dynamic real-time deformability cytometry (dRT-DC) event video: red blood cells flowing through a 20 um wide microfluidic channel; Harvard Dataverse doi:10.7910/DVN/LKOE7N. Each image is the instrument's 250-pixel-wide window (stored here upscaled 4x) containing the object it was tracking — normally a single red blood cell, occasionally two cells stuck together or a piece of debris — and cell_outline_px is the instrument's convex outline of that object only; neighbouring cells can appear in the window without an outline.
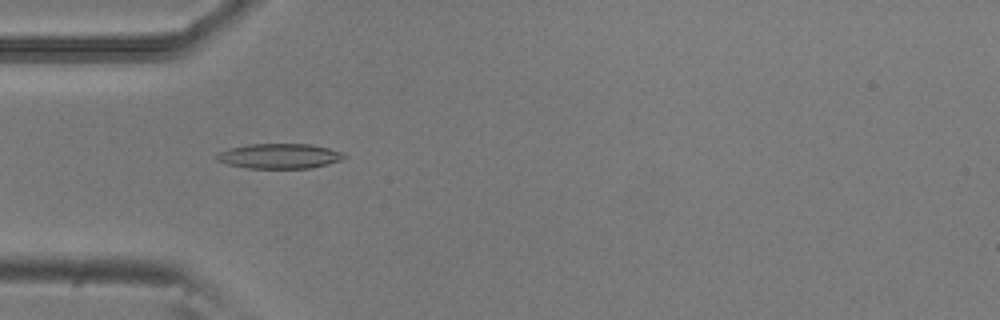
{"species": "common noctule bat (a hibernating species)", "species_latin": "Nyctalus noctula", "temperature_condition": "room temperature", "stored_images_in_passage": 4, "camera_frame_rate_fps": 3000, "um_per_image_px": 0.085, "animal": {"sex": "male", "body_mass_g": 20.5, "forearm_length_mm": 52.5}, "frame": {"image": 1, "passage_image": 2, "time_ms": 0.333, "image_size_px": [1000, 320], "cell_outline_px": [[348, 156], [340, 160], [328, 164], [312, 168], [248, 168], [228, 164], [216, 160], [212, 156], [228, 148], [248, 144], [312, 144], [344, 152]], "centroid_in_image_um": [23.75, 13.26], "position_along_channel_um": 61.3, "area_um2": 18.73}}
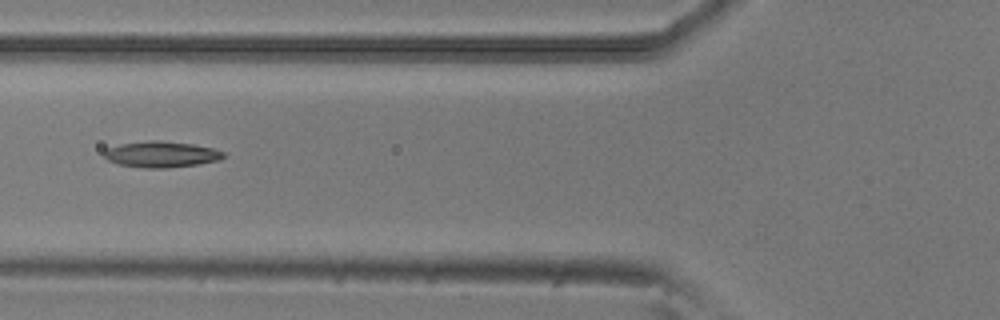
{"frame": {"image": 2, "passage_image": 3, "time_ms": 0.667, "image_size_px": [1000, 320], "cell_outline_px": [[224, 156], [220, 160], [196, 164], [168, 168], [144, 168], [120, 164], [108, 160], [104, 156], [104, 152], [108, 148], [120, 144], [148, 140], [160, 140], [192, 144], [212, 148], [224, 152]], "centroid_in_image_um": [13.71, 13.11], "position_along_channel_um": 112.1, "area_um2": 17.98}}
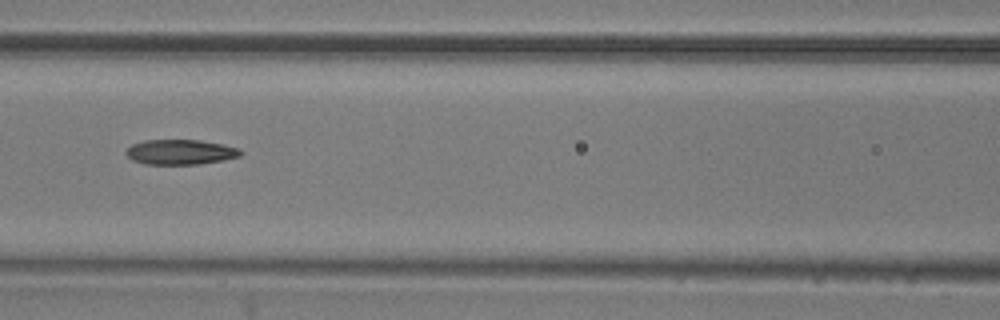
{"frame": {"image": 3, "passage_image": 4, "time_ms": 1.0, "image_size_px": [1000, 320], "cell_outline_px": [[244, 152], [240, 156], [224, 160], [200, 164], [144, 164], [132, 160], [124, 152], [132, 144], [144, 140], [200, 140], [240, 148]], "centroid_in_image_um": [15.34, 12.92], "position_along_channel_um": 151.3, "area_um2": 16.76}}